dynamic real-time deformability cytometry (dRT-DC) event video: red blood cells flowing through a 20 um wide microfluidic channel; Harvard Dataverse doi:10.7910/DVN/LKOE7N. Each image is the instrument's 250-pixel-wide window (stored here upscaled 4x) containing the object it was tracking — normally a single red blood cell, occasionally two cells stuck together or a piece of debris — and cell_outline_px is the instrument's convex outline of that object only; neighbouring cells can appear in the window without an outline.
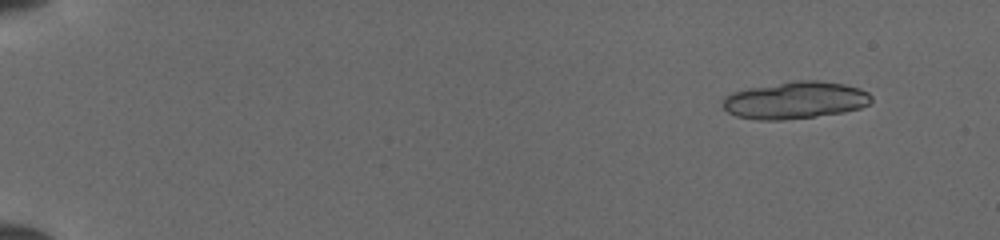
{"species": "common noctule bat (a hibernating species)", "species_latin": "Nyctalus noctula", "temperature_condition": "cold", "stored_images_in_passage": 22, "camera_frame_rate_fps": 3000, "um_per_image_px": 0.085, "animal": {"sex": "female", "body_mass_g": 19.5, "forearm_length_mm": 54.1}, "frame": {"image": 1, "passage_image": 5, "time_ms": 1.333, "image_size_px": [1000, 240], "cell_outline_px": [[872, 100], [868, 104], [860, 108], [844, 112], [784, 120], [756, 120], [736, 116], [728, 112], [724, 108], [720, 100], [724, 96], [732, 92], [748, 88], [792, 80], [820, 80], [844, 84], [860, 88], [868, 92], [872, 96]], "centroid_in_image_um": [67.56, 8.51], "position_along_channel_um": 17.4, "area_um2": 32.54}}